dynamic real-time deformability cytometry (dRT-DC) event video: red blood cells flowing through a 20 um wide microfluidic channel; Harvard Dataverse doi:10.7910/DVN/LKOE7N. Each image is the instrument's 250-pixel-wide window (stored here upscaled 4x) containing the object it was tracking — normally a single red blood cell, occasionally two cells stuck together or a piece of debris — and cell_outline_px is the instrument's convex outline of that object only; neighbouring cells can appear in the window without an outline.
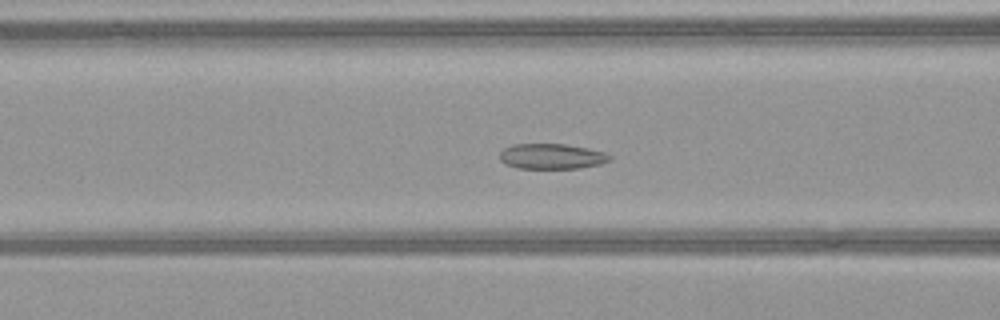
{"species": "common noctule bat (a hibernating species)", "species_latin": "Nyctalus noctula", "temperature_condition": "warm", "stored_images_in_passage": 39, "camera_frame_rate_fps": 3000, "um_per_image_px": 0.085, "animal": {"sex": "female", "body_mass_g": 21.9}, "frame": {"image": 1, "passage_image": 10, "time_ms": 3.0, "image_size_px": [1000, 320], "cell_outline_px": [[612, 160], [600, 164], [580, 168], [516, 168], [504, 164], [500, 160], [500, 152], [504, 148], [512, 144], [564, 144], [588, 148], [604, 152], [612, 156]], "centroid_in_image_um": [46.89, 13.29], "position_along_channel_um": 119.7, "area_um2": 16.36}}
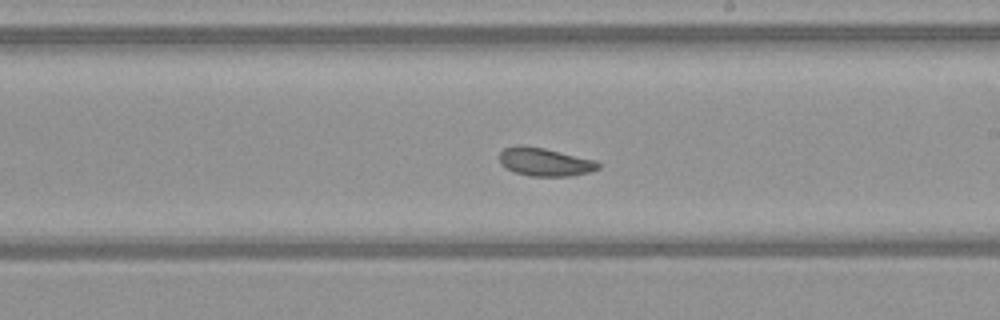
{"frame": {"image": 2, "passage_image": 19, "time_ms": 6.0, "image_size_px": [1000, 320], "cell_outline_px": [[600, 168], [588, 172], [572, 176], [528, 176], [516, 172], [500, 164], [500, 152], [504, 148], [516, 144], [520, 144], [544, 148], [596, 160], [600, 164]], "centroid_in_image_um": [46.31, 13.75], "position_along_channel_um": 242.7, "area_um2": 16.3}}
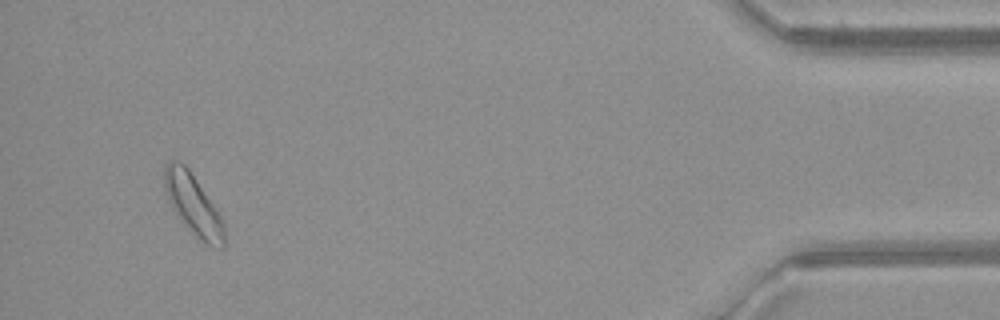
{"frame": {"image": 3, "passage_image": 37, "time_ms": 12.0, "image_size_px": [1000, 320], "cell_outline_px": [[224, 248], [212, 248], [200, 240], [180, 220], [168, 196], [164, 184], [164, 164], [168, 160], [180, 160], [188, 168], [220, 216], [224, 224]], "centroid_in_image_um": [16.41, 17.39], "position_along_channel_um": 418.8, "area_um2": 20.63}, "authors_computed_cell_mechanics": {"area_um2": 16.8776, "velocity_mm_per_s": 4.0998, "shape_relaxation_time_tau1_ms": 3.655, "shape_relaxation_time_tau2_ms": 3.8123, "deformation_change_tau1": 0.0773, "deformation_change_tau2": 0.0863}}